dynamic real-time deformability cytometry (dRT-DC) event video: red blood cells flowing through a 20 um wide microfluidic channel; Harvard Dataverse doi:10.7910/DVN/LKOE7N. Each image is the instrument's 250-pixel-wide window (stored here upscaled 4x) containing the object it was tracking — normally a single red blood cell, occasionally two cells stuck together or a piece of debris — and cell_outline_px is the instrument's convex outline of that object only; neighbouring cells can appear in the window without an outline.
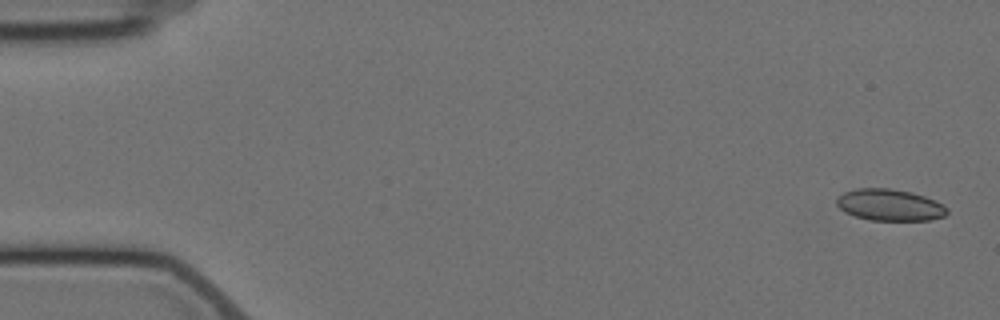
{"species": "Egyptian fruit bat (a non-hibernating species)", "species_latin": "Rousettus aegyptiacus", "temperature_condition": "cold", "stored_images_in_passage": 15, "camera_frame_rate_fps": 3000, "um_per_image_px": 0.085, "animal": {"sex": "female"}, "frame": {"image": 1, "passage_image": 1, "time_ms": 0.0, "image_size_px": [1000, 320], "cell_outline_px": [[948, 212], [944, 216], [932, 220], [872, 220], [856, 216], [844, 212], [836, 204], [836, 196], [844, 192], [856, 188], [888, 188], [912, 192], [936, 200], [944, 204], [948, 208]], "centroid_in_image_um": [75.63, 17.41], "position_along_channel_um": 9.4, "area_um2": 20.52}}
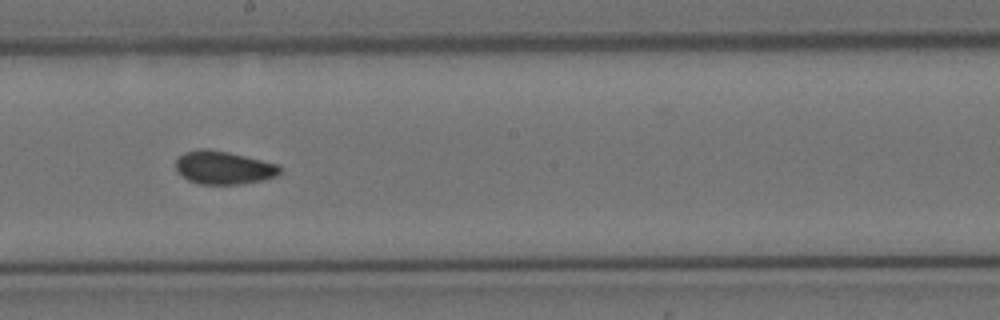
{"frame": {"image": 2, "passage_image": 9, "time_ms": 10.0, "image_size_px": [1000, 320], "cell_outline_px": [[284, 172], [276, 176], [264, 180], [240, 184], [200, 184], [188, 180], [176, 172], [176, 160], [184, 152], [200, 148], [208, 148], [228, 152], [280, 164]], "centroid_in_image_um": [19.04, 14.25], "position_along_channel_um": 229.2, "area_um2": 20.46}}
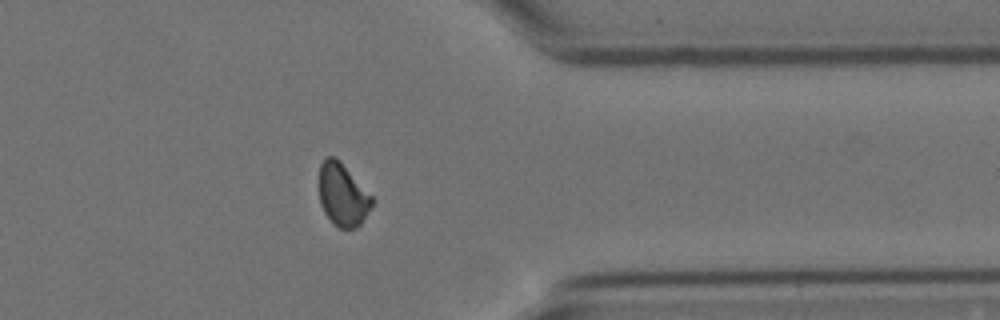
{"frame": {"image": 3, "passage_image": 13, "time_ms": 14.667, "image_size_px": [1000, 320], "cell_outline_px": [[376, 200], [360, 224], [356, 228], [340, 228], [324, 212], [320, 204], [320, 164], [324, 156], [332, 156], [340, 160]], "centroid_in_image_um": [29.15, 16.52], "position_along_channel_um": 382.3, "area_um2": 19.25}, "authors_computed_cell_mechanics": {"area_um2": 20.1144, "velocity_mm_per_s": 3.5077, "shape_relaxation_time_tau1_ms": 3.8848, "shape_relaxation_time_tau2_ms": 2.0937, "deformation_change_tau1": 0.076, "deformation_change_tau2": 0.0374}}